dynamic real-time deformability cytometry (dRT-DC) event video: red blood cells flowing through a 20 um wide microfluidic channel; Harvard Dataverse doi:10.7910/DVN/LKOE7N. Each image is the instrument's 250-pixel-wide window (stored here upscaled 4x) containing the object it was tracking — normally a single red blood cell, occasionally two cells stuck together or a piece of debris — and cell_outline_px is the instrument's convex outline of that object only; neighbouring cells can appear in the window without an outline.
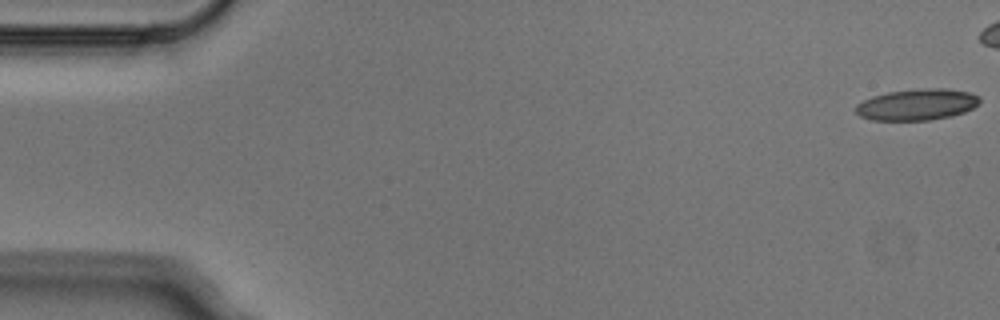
{"species": "Egyptian fruit bat (a non-hibernating species)", "species_latin": "Rousettus aegyptiacus", "temperature_condition": "cold", "stored_images_in_passage": 8, "camera_frame_rate_fps": 3000, "um_per_image_px": 0.085, "animal": {"sex": "male"}, "frame": {"image": 1, "passage_image": 1, "time_ms": 0.0, "image_size_px": [1000, 320], "cell_outline_px": [[980, 104], [964, 112], [952, 116], [928, 120], [872, 120], [860, 116], [856, 112], [856, 104], [872, 96], [888, 92], [916, 88], [948, 88], [972, 92], [980, 96]], "centroid_in_image_um": [77.99, 8.87], "position_along_channel_um": 7.0, "area_um2": 22.89}}
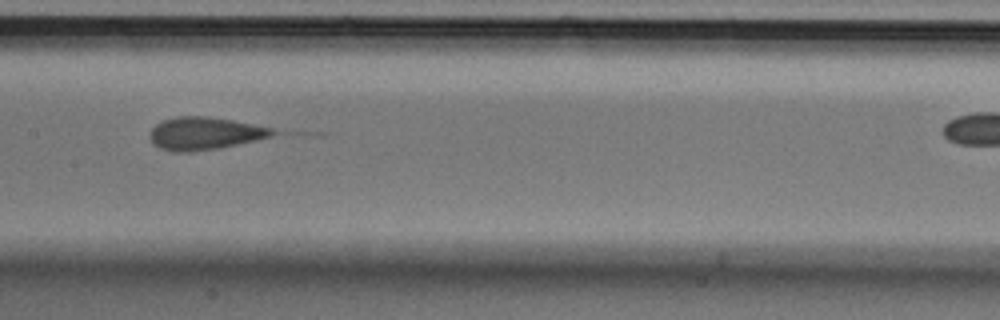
{"frame": {"image": 2, "passage_image": 6, "time_ms": 1.667, "image_size_px": [1000, 320], "cell_outline_px": [[324, 132], [220, 148], [192, 152], [172, 152], [160, 148], [152, 144], [148, 136], [152, 128], [156, 124], [164, 120], [180, 116], [204, 116]], "centroid_in_image_um": [18.26, 11.35], "position_along_channel_um": 189.1, "area_um2": 27.22}}
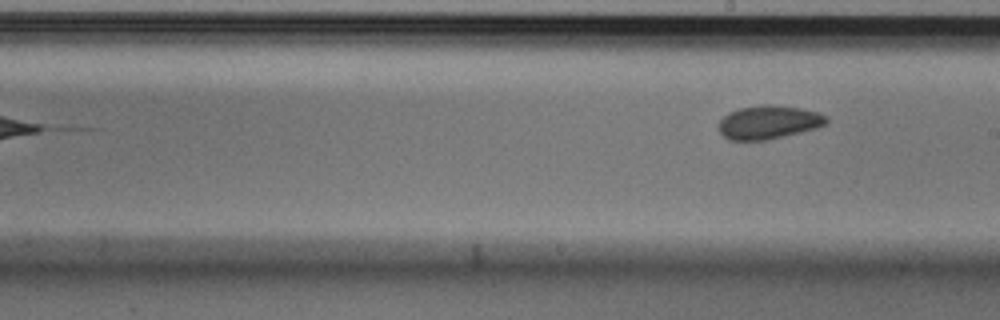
{"frame": {"image": 3, "passage_image": 8, "time_ms": 2.333, "image_size_px": [1000, 320], "cell_outline_px": [[828, 124], [816, 128], [768, 140], [728, 140], [716, 128], [720, 120], [728, 112], [740, 108], [760, 104], [772, 104], [800, 108], [816, 112], [828, 116]], "centroid_in_image_um": [65.31, 10.39], "position_along_channel_um": 223.7, "area_um2": 21.27}}